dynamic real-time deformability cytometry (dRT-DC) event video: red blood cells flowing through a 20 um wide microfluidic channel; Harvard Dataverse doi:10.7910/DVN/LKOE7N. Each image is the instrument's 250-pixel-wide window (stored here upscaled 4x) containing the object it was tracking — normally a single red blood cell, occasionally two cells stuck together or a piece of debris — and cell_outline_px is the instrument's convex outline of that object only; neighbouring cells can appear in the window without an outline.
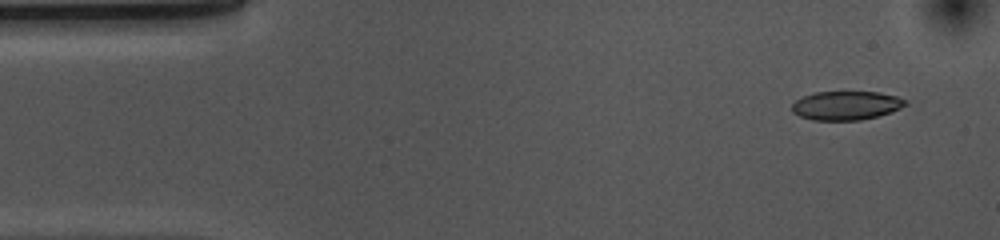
{"species": "common noctule bat (a hibernating species)", "species_latin": "Nyctalus noctula", "temperature_condition": "cold", "stored_images_in_passage": 4, "camera_frame_rate_fps": 3000, "um_per_image_px": 0.085, "animal": {"sex": "female", "body_mass_g": 10.0, "forearm_length_mm": 53.1}, "frame": {"image": 1, "passage_image": 1, "time_ms": 0.0, "image_size_px": [1000, 240], "cell_outline_px": [[908, 104], [892, 112], [860, 120], [812, 120], [800, 116], [792, 112], [792, 104], [796, 100], [804, 96], [816, 92], [880, 92], [896, 96], [904, 100]], "centroid_in_image_um": [71.91, 8.97], "position_along_channel_um": 13.1, "area_um2": 18.96}}